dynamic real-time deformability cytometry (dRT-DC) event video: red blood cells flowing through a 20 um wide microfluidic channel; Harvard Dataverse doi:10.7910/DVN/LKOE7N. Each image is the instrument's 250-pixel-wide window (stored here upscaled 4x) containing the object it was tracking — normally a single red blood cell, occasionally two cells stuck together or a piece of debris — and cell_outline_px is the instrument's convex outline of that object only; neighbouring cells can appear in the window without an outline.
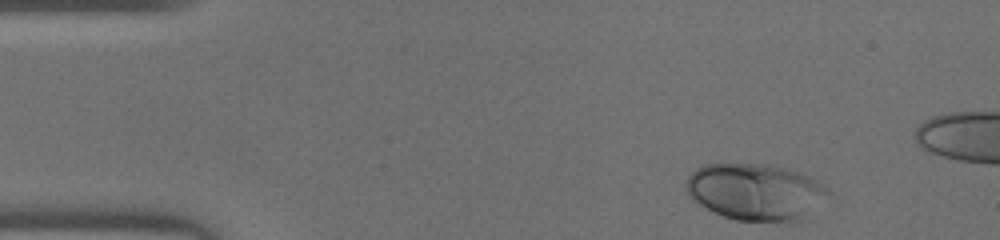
{"species": "human", "species_latin": "Homo sapiens", "temperature_condition": "warm", "stored_images_in_passage": 10, "camera_frame_rate_fps": 3000, "um_per_image_px": 0.085, "donor": {"sex": "male"}, "frame": {"image": 1, "passage_image": 1, "time_ms": 0.0, "image_size_px": [1000, 240], "cell_outline_px": [[832, 192], [800, 220], [736, 220], [724, 216], [692, 200], [688, 196], [684, 188], [684, 180], [696, 168], [704, 164], [756, 164], [784, 168], [800, 172], [816, 180], [828, 188]], "centroid_in_image_um": [64.15, 16.28], "position_along_channel_um": 20.8, "area_um2": 46.3}}